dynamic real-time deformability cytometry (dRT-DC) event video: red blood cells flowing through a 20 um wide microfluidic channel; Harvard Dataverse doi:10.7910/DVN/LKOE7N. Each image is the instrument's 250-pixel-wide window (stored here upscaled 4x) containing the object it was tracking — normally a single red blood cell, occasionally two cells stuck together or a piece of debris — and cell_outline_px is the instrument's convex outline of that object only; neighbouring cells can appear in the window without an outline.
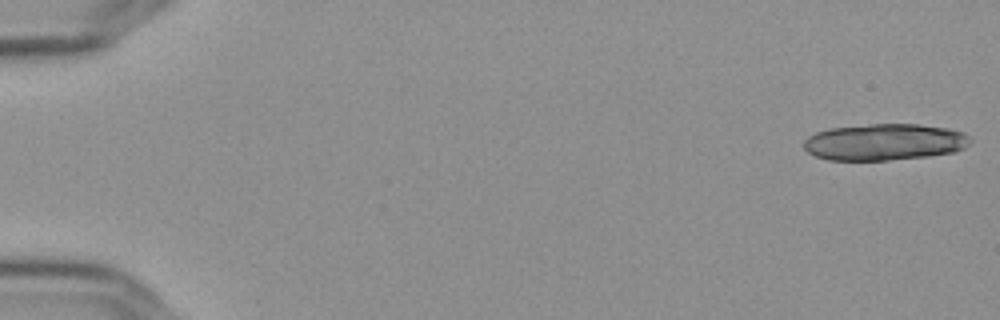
{"species": "Egyptian fruit bat (a non-hibernating species)", "species_latin": "Rousettus aegyptiacus", "temperature_condition": "cold", "stored_images_in_passage": 19, "camera_frame_rate_fps": 3000, "um_per_image_px": 0.085, "frame": {"image": 1, "passage_image": 1, "time_ms": 0.0, "image_size_px": [1000, 320], "cell_outline_px": [[972, 140], [964, 148], [952, 152], [928, 156], [888, 160], [828, 160], [816, 156], [808, 152], [804, 148], [804, 140], [808, 136], [816, 132], [832, 128], [872, 124], [920, 124], [948, 128], [964, 132]], "centroid_in_image_um": [75.19, 12.07], "position_along_channel_um": 9.8, "area_um2": 35.43}}